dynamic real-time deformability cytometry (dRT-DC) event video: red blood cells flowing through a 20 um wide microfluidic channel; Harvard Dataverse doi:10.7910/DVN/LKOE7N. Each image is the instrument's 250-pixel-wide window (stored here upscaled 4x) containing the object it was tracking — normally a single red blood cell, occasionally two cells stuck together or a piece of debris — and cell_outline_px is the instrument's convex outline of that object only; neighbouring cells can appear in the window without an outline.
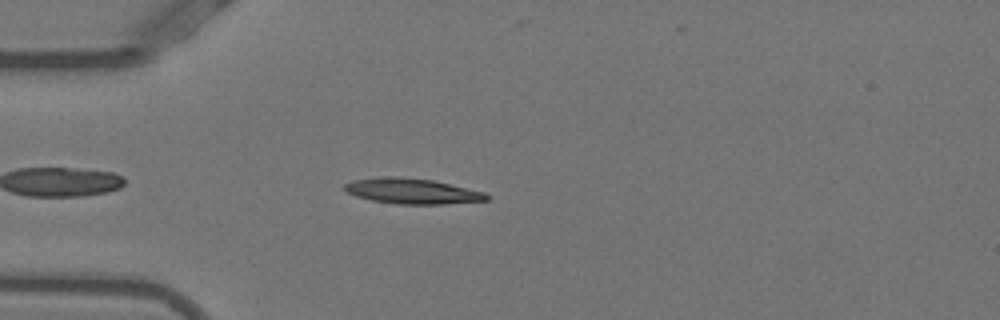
{"species": "Egyptian fruit bat (a non-hibernating species)", "species_latin": "Rousettus aegyptiacus", "temperature_condition": "warm", "stored_images_in_passage": 43, "camera_frame_rate_fps": 3000, "um_per_image_px": 0.085, "animal": {"sex": "female"}, "frame": {"image": 1, "passage_image": 5, "time_ms": 1.333, "image_size_px": [1000, 320], "cell_outline_px": [[492, 196], [488, 200], [444, 204], [400, 204], [372, 200], [356, 196], [348, 192], [344, 188], [344, 184], [352, 180], [388, 176], [396, 176], [432, 180], [484, 192]], "centroid_in_image_um": [35.05, 16.24], "position_along_channel_um": 50.0, "area_um2": 20.87}}
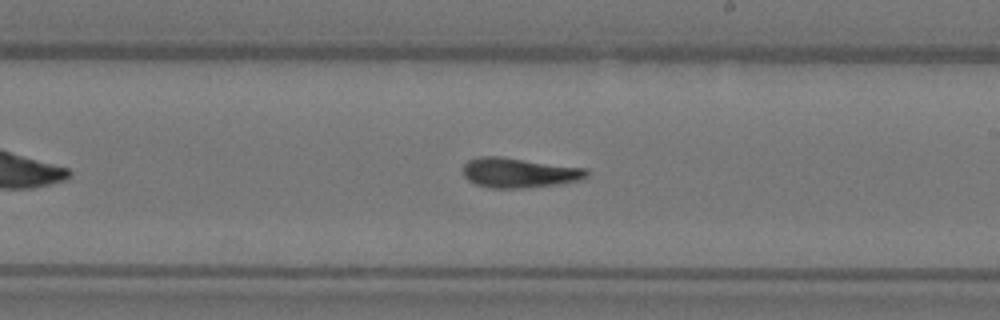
{"frame": {"image": 2, "passage_image": 21, "time_ms": 6.667, "image_size_px": [1000, 320], "cell_outline_px": [[588, 176], [580, 180], [560, 184], [524, 188], [492, 188], [476, 184], [468, 180], [464, 176], [464, 164], [468, 160], [480, 156], [500, 156], [588, 168]], "centroid_in_image_um": [44.15, 14.68], "position_along_channel_um": 244.8, "area_um2": 21.68}}
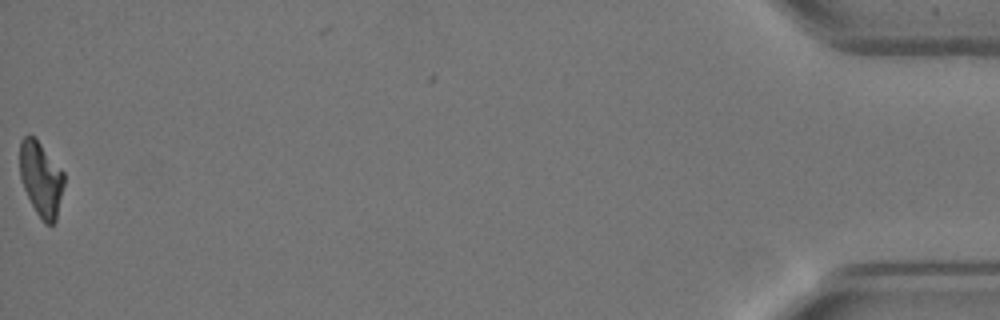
{"frame": {"image": 3, "passage_image": 43, "time_ms": 14.0, "image_size_px": [1000, 320], "cell_outline_px": [[64, 184], [56, 220], [52, 224], [44, 224], [36, 212], [20, 180], [20, 140], [28, 132], [36, 136], [64, 172]], "centroid_in_image_um": [3.48, 15.14], "position_along_channel_um": 431.7, "area_um2": 19.54}, "authors_computed_cell_mechanics": {"area_um2": 20.7502, "velocity_mm_per_s": 3.8881, "shape_relaxation_time_tau1_ms": 8.1396, "shape_relaxation_time_tau2_ms": 3.9214, "deformation_change_tau1": 0.3237, "deformation_change_tau2": 0.1459}}